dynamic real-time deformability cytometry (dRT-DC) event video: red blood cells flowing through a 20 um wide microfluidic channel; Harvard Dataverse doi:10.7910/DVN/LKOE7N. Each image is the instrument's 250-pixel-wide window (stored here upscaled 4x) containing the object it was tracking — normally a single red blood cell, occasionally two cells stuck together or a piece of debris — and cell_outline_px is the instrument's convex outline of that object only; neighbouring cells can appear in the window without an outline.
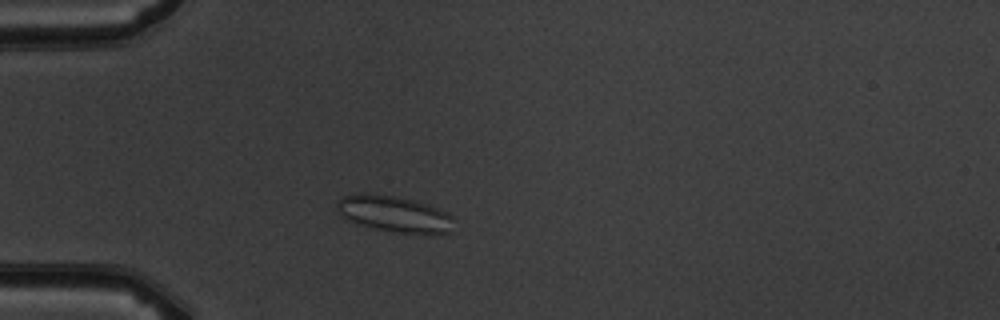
{"species": "common noctule bat (a hibernating species)", "species_latin": "Nyctalus noctula", "temperature_condition": "warm", "stored_images_in_passage": 4, "camera_frame_rate_fps": 3000, "um_per_image_px": 0.085, "animal": {"sex": "male", "body_mass_g": 19.5, "forearm_length_mm": 54.6}, "frame": {"image": 1, "passage_image": 3, "time_ms": 2.333, "image_size_px": [1000, 320], "cell_outline_px": [[452, 232], [432, 236], [392, 232], [376, 228], [348, 220], [336, 208], [336, 200], [344, 196], [356, 192], [372, 192], [416, 200], [428, 204], [452, 216]], "centroid_in_image_um": [33.53, 18.19], "position_along_channel_um": 51.5, "area_um2": 25.2}}